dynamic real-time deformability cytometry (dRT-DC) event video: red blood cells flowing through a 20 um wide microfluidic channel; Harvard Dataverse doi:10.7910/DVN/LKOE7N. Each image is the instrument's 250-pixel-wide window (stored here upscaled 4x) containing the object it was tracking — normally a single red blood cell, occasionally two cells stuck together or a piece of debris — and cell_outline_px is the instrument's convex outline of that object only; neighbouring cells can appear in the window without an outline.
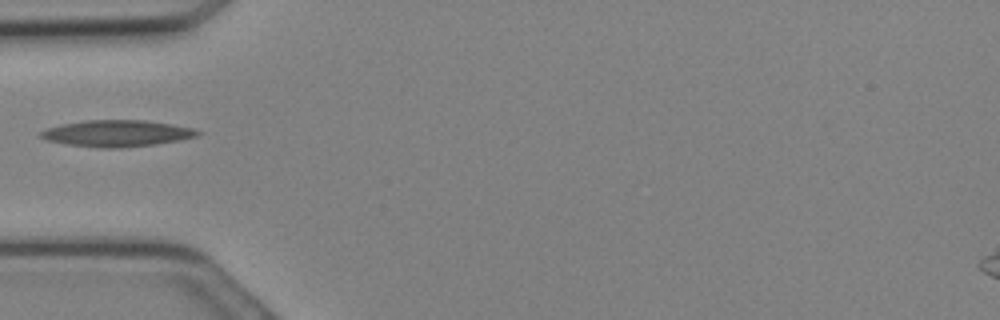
{"species": "Egyptian fruit bat (a non-hibernating species)", "species_latin": "Rousettus aegyptiacus", "temperature_condition": "cold", "stored_images_in_passage": 2, "camera_frame_rate_fps": 3000, "um_per_image_px": 0.085, "animal": {"sex": "female"}, "frame": {"image": 1, "passage_image": 1, "time_ms": 0.0, "image_size_px": [1000, 320], "cell_outline_px": [[204, 132], [200, 136], [180, 140], [156, 144], [120, 148], [100, 148], [68, 144], [48, 140], [40, 136], [40, 132], [48, 128], [60, 124], [88, 120], [144, 120], [172, 124], [192, 128]], "centroid_in_image_um": [10.0, 11.33], "position_along_channel_um": 75.0, "area_um2": 24.22}}